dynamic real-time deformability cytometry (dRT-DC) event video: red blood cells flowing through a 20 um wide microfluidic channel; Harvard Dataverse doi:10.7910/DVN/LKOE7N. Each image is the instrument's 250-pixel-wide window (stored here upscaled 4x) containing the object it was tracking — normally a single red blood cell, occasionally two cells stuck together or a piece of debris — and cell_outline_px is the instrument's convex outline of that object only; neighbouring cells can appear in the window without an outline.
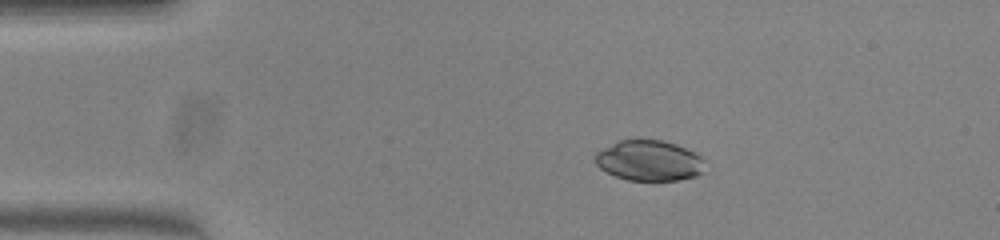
{"species": "common noctule bat (a hibernating species)", "species_latin": "Nyctalus noctula", "temperature_condition": "warm", "stored_images_in_passage": 49, "camera_frame_rate_fps": 3000, "um_per_image_px": 0.085, "animal": {"sex": "female", "body_mass_g": 23.0, "forearm_length_mm": 53.4}, "frame": {"image": 1, "passage_image": 7, "time_ms": 2.0, "image_size_px": [1000, 240], "cell_outline_px": [[704, 172], [696, 176], [676, 180], [628, 180], [616, 176], [600, 168], [596, 164], [596, 152], [620, 140], [664, 140], [676, 144], [700, 156], [704, 160]], "centroid_in_image_um": [55.2, 13.65], "position_along_channel_um": 29.8, "area_um2": 25.61}}
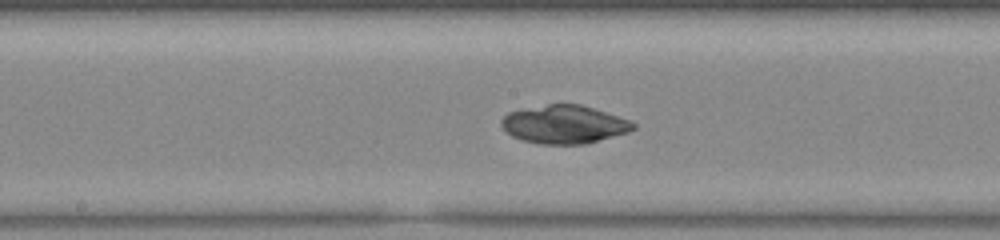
{"frame": {"image": 2, "passage_image": 24, "time_ms": 7.667, "image_size_px": [1000, 240], "cell_outline_px": [[636, 128], [628, 132], [584, 144], [540, 144], [520, 140], [512, 136], [500, 124], [500, 120], [508, 112], [524, 108], [548, 104], [580, 104], [632, 120], [636, 124]], "centroid_in_image_um": [47.95, 10.57], "position_along_channel_um": 200.2, "area_um2": 29.48}}
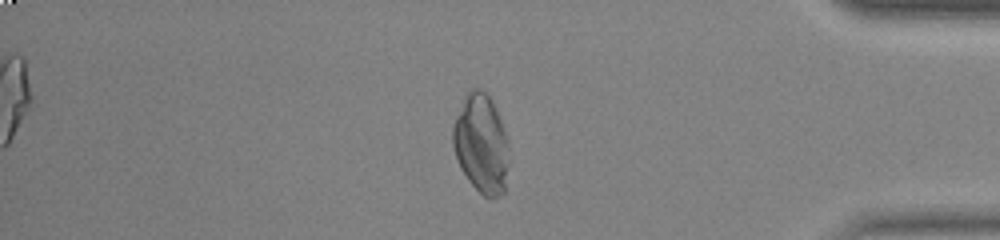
{"frame": {"image": 3, "passage_image": 41, "time_ms": 13.333, "image_size_px": [1000, 240], "cell_outline_px": [[508, 148], [504, 192], [500, 196], [492, 200], [484, 196], [468, 180], [460, 168], [452, 144], [452, 124], [464, 96], [472, 88], [480, 88], [492, 100], [496, 108], [508, 140]], "centroid_in_image_um": [40.88, 12.21], "position_along_channel_um": 394.3, "area_um2": 32.37}, "authors_computed_cell_mechanics": {"area_um2": 29.8826, "velocity_mm_per_s": 3.9647, "shape_relaxation_time_tau1_ms": null, "shape_relaxation_time_tau2_ms": 2.0865, "deformation_change_tau1": null, "deformation_change_tau2": 0.0216}}